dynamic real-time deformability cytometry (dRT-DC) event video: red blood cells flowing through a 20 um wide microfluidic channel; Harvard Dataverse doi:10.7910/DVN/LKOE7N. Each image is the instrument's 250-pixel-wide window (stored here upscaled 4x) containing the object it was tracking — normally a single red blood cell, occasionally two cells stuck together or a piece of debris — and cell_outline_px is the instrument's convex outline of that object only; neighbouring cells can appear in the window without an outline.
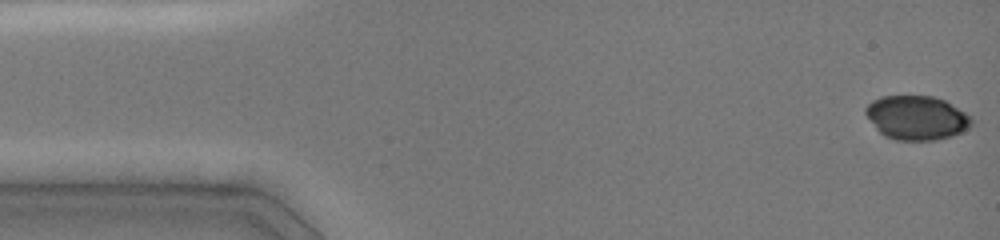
{"species": "common noctule bat (a hibernating species)", "species_latin": "Nyctalus noctula", "temperature_condition": "cold", "stored_images_in_passage": 29, "camera_frame_rate_fps": 3000, "um_per_image_px": 0.085, "animal": {"sex": "female", "body_mass_g": 19.0, "forearm_length_mm": 51.5}, "frame": {"image": 1, "passage_image": 1, "time_ms": 0.0, "image_size_px": [1000, 240], "cell_outline_px": [[972, 124], [968, 128], [952, 136], [936, 140], [896, 140], [884, 136], [876, 128], [864, 112], [864, 108], [872, 100], [880, 96], [932, 96], [944, 100], [964, 112], [972, 120]], "centroid_in_image_um": [77.88, 10.01], "position_along_channel_um": 7.1, "area_um2": 27.05}}
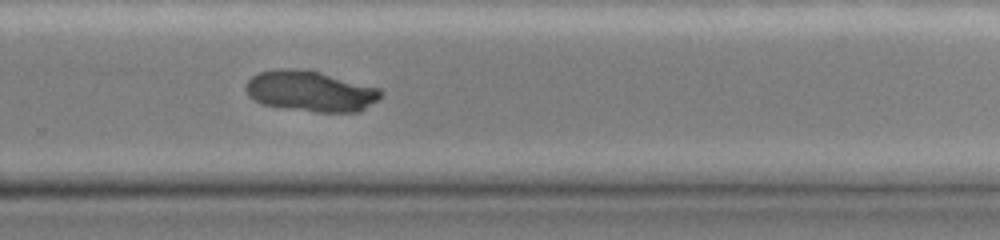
{"frame": {"image": 2, "passage_image": 26, "time_ms": 10.333, "image_size_px": [1000, 240], "cell_outline_px": [[384, 96], [360, 112], [316, 112], [260, 104], [248, 96], [244, 88], [248, 80], [252, 76], [260, 72], [276, 68], [292, 68], [320, 72], [380, 88], [384, 92]], "centroid_in_image_um": [26.4, 7.75], "position_along_channel_um": 303.4, "area_um2": 32.31}}
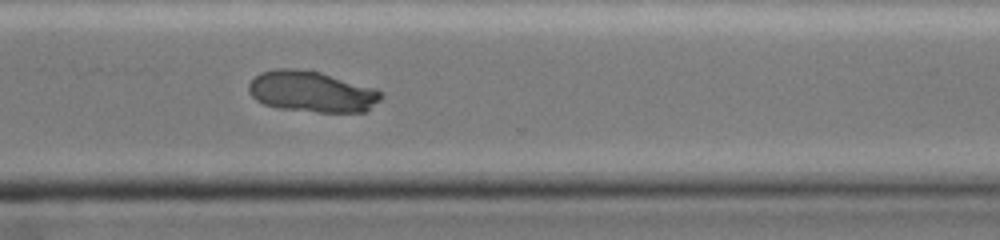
{"frame": {"image": 3, "passage_image": 29, "time_ms": 11.333, "image_size_px": [1000, 240], "cell_outline_px": [[384, 96], [380, 100], [364, 112], [316, 112], [276, 108], [264, 104], [256, 100], [248, 92], [248, 84], [260, 72], [276, 68], [296, 68], [320, 72], [376, 88], [384, 92]], "centroid_in_image_um": [26.5, 7.78], "position_along_channel_um": 344.1, "area_um2": 31.96}}